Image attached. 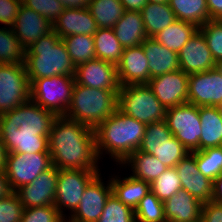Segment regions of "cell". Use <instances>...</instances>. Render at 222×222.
Returning a JSON list of instances; mask_svg holds the SVG:
<instances>
[{"label": "cell", "instance_id": "d6a6232c", "mask_svg": "<svg viewBox=\"0 0 222 222\" xmlns=\"http://www.w3.org/2000/svg\"><path fill=\"white\" fill-rule=\"evenodd\" d=\"M61 39L76 67L96 58L93 36L80 34L66 36Z\"/></svg>", "mask_w": 222, "mask_h": 222}, {"label": "cell", "instance_id": "4dcf8cb0", "mask_svg": "<svg viewBox=\"0 0 222 222\" xmlns=\"http://www.w3.org/2000/svg\"><path fill=\"white\" fill-rule=\"evenodd\" d=\"M176 19L195 24L198 28L210 20L206 0H169Z\"/></svg>", "mask_w": 222, "mask_h": 222}, {"label": "cell", "instance_id": "4fadbf2b", "mask_svg": "<svg viewBox=\"0 0 222 222\" xmlns=\"http://www.w3.org/2000/svg\"><path fill=\"white\" fill-rule=\"evenodd\" d=\"M101 172L87 185L80 200L78 208L66 219V222H97L106 201L112 194V186L109 180L102 179Z\"/></svg>", "mask_w": 222, "mask_h": 222}, {"label": "cell", "instance_id": "f5cc1de1", "mask_svg": "<svg viewBox=\"0 0 222 222\" xmlns=\"http://www.w3.org/2000/svg\"><path fill=\"white\" fill-rule=\"evenodd\" d=\"M6 155L7 151L5 145L0 137V171L4 170Z\"/></svg>", "mask_w": 222, "mask_h": 222}, {"label": "cell", "instance_id": "60d3db41", "mask_svg": "<svg viewBox=\"0 0 222 222\" xmlns=\"http://www.w3.org/2000/svg\"><path fill=\"white\" fill-rule=\"evenodd\" d=\"M20 222H66L60 212L51 205L24 208Z\"/></svg>", "mask_w": 222, "mask_h": 222}, {"label": "cell", "instance_id": "30bf717a", "mask_svg": "<svg viewBox=\"0 0 222 222\" xmlns=\"http://www.w3.org/2000/svg\"><path fill=\"white\" fill-rule=\"evenodd\" d=\"M25 64H0V115L30 101Z\"/></svg>", "mask_w": 222, "mask_h": 222}, {"label": "cell", "instance_id": "ab89813d", "mask_svg": "<svg viewBox=\"0 0 222 222\" xmlns=\"http://www.w3.org/2000/svg\"><path fill=\"white\" fill-rule=\"evenodd\" d=\"M199 30L206 39L213 59L217 63L222 62V20H209Z\"/></svg>", "mask_w": 222, "mask_h": 222}, {"label": "cell", "instance_id": "9c48e42d", "mask_svg": "<svg viewBox=\"0 0 222 222\" xmlns=\"http://www.w3.org/2000/svg\"><path fill=\"white\" fill-rule=\"evenodd\" d=\"M165 121L173 136L189 151H199L202 134L199 107L184 103L166 109Z\"/></svg>", "mask_w": 222, "mask_h": 222}, {"label": "cell", "instance_id": "681fc988", "mask_svg": "<svg viewBox=\"0 0 222 222\" xmlns=\"http://www.w3.org/2000/svg\"><path fill=\"white\" fill-rule=\"evenodd\" d=\"M120 2L125 10L140 12L148 3V0H120Z\"/></svg>", "mask_w": 222, "mask_h": 222}, {"label": "cell", "instance_id": "816d5d0a", "mask_svg": "<svg viewBox=\"0 0 222 222\" xmlns=\"http://www.w3.org/2000/svg\"><path fill=\"white\" fill-rule=\"evenodd\" d=\"M65 8L83 9L88 8L90 0H58Z\"/></svg>", "mask_w": 222, "mask_h": 222}, {"label": "cell", "instance_id": "ac0fdd59", "mask_svg": "<svg viewBox=\"0 0 222 222\" xmlns=\"http://www.w3.org/2000/svg\"><path fill=\"white\" fill-rule=\"evenodd\" d=\"M182 189L202 203L212 199L213 181L199 172L196 158L192 153L186 155L176 166Z\"/></svg>", "mask_w": 222, "mask_h": 222}, {"label": "cell", "instance_id": "836d02e7", "mask_svg": "<svg viewBox=\"0 0 222 222\" xmlns=\"http://www.w3.org/2000/svg\"><path fill=\"white\" fill-rule=\"evenodd\" d=\"M138 151L155 156L168 168H174L189 151L174 137L160 146L139 147Z\"/></svg>", "mask_w": 222, "mask_h": 222}, {"label": "cell", "instance_id": "f1b7e54d", "mask_svg": "<svg viewBox=\"0 0 222 222\" xmlns=\"http://www.w3.org/2000/svg\"><path fill=\"white\" fill-rule=\"evenodd\" d=\"M198 29L193 23L177 19L153 38L158 43L178 53Z\"/></svg>", "mask_w": 222, "mask_h": 222}, {"label": "cell", "instance_id": "d590c367", "mask_svg": "<svg viewBox=\"0 0 222 222\" xmlns=\"http://www.w3.org/2000/svg\"><path fill=\"white\" fill-rule=\"evenodd\" d=\"M191 153L196 158L199 172L205 177L214 181L222 174V146L210 147Z\"/></svg>", "mask_w": 222, "mask_h": 222}, {"label": "cell", "instance_id": "52a82bcc", "mask_svg": "<svg viewBox=\"0 0 222 222\" xmlns=\"http://www.w3.org/2000/svg\"><path fill=\"white\" fill-rule=\"evenodd\" d=\"M74 84L73 76L55 75L34 79L30 83V100L56 116L65 115L71 103Z\"/></svg>", "mask_w": 222, "mask_h": 222}, {"label": "cell", "instance_id": "7402d4cb", "mask_svg": "<svg viewBox=\"0 0 222 222\" xmlns=\"http://www.w3.org/2000/svg\"><path fill=\"white\" fill-rule=\"evenodd\" d=\"M166 222H198L203 203L184 189L164 201Z\"/></svg>", "mask_w": 222, "mask_h": 222}, {"label": "cell", "instance_id": "7c38bea8", "mask_svg": "<svg viewBox=\"0 0 222 222\" xmlns=\"http://www.w3.org/2000/svg\"><path fill=\"white\" fill-rule=\"evenodd\" d=\"M188 103L197 107H222V71L218 66L189 75Z\"/></svg>", "mask_w": 222, "mask_h": 222}, {"label": "cell", "instance_id": "f546056e", "mask_svg": "<svg viewBox=\"0 0 222 222\" xmlns=\"http://www.w3.org/2000/svg\"><path fill=\"white\" fill-rule=\"evenodd\" d=\"M93 37L96 58L118 65L124 48L116 38L114 30L112 28H98Z\"/></svg>", "mask_w": 222, "mask_h": 222}, {"label": "cell", "instance_id": "cb8c5ba5", "mask_svg": "<svg viewBox=\"0 0 222 222\" xmlns=\"http://www.w3.org/2000/svg\"><path fill=\"white\" fill-rule=\"evenodd\" d=\"M123 48L139 46L147 38L144 22L139 11H127L112 28Z\"/></svg>", "mask_w": 222, "mask_h": 222}, {"label": "cell", "instance_id": "ee69618b", "mask_svg": "<svg viewBox=\"0 0 222 222\" xmlns=\"http://www.w3.org/2000/svg\"><path fill=\"white\" fill-rule=\"evenodd\" d=\"M23 209L24 207L14 191L0 200V222H20Z\"/></svg>", "mask_w": 222, "mask_h": 222}, {"label": "cell", "instance_id": "83f0119b", "mask_svg": "<svg viewBox=\"0 0 222 222\" xmlns=\"http://www.w3.org/2000/svg\"><path fill=\"white\" fill-rule=\"evenodd\" d=\"M140 12L147 37H154L177 20L169 3L148 2Z\"/></svg>", "mask_w": 222, "mask_h": 222}, {"label": "cell", "instance_id": "7bdbcfd3", "mask_svg": "<svg viewBox=\"0 0 222 222\" xmlns=\"http://www.w3.org/2000/svg\"><path fill=\"white\" fill-rule=\"evenodd\" d=\"M172 136L165 120L147 124L140 147L160 146Z\"/></svg>", "mask_w": 222, "mask_h": 222}, {"label": "cell", "instance_id": "bcb514c9", "mask_svg": "<svg viewBox=\"0 0 222 222\" xmlns=\"http://www.w3.org/2000/svg\"><path fill=\"white\" fill-rule=\"evenodd\" d=\"M202 222H222V203L205 202L201 211Z\"/></svg>", "mask_w": 222, "mask_h": 222}, {"label": "cell", "instance_id": "11a10c76", "mask_svg": "<svg viewBox=\"0 0 222 222\" xmlns=\"http://www.w3.org/2000/svg\"><path fill=\"white\" fill-rule=\"evenodd\" d=\"M217 66H218V67L220 68V70L222 71V62L219 63Z\"/></svg>", "mask_w": 222, "mask_h": 222}, {"label": "cell", "instance_id": "7dc6e473", "mask_svg": "<svg viewBox=\"0 0 222 222\" xmlns=\"http://www.w3.org/2000/svg\"><path fill=\"white\" fill-rule=\"evenodd\" d=\"M210 20H222V0H206Z\"/></svg>", "mask_w": 222, "mask_h": 222}, {"label": "cell", "instance_id": "7a4b0ae2", "mask_svg": "<svg viewBox=\"0 0 222 222\" xmlns=\"http://www.w3.org/2000/svg\"><path fill=\"white\" fill-rule=\"evenodd\" d=\"M48 142L52 164L58 169H101L95 132L88 125L64 115L56 116Z\"/></svg>", "mask_w": 222, "mask_h": 222}, {"label": "cell", "instance_id": "c3c4849f", "mask_svg": "<svg viewBox=\"0 0 222 222\" xmlns=\"http://www.w3.org/2000/svg\"><path fill=\"white\" fill-rule=\"evenodd\" d=\"M14 191L12 190L10 183L8 181L7 175L4 170L0 171V200L9 196Z\"/></svg>", "mask_w": 222, "mask_h": 222}, {"label": "cell", "instance_id": "8d00e7d4", "mask_svg": "<svg viewBox=\"0 0 222 222\" xmlns=\"http://www.w3.org/2000/svg\"><path fill=\"white\" fill-rule=\"evenodd\" d=\"M136 222H166L164 203L151 191L134 210Z\"/></svg>", "mask_w": 222, "mask_h": 222}, {"label": "cell", "instance_id": "e575fe53", "mask_svg": "<svg viewBox=\"0 0 222 222\" xmlns=\"http://www.w3.org/2000/svg\"><path fill=\"white\" fill-rule=\"evenodd\" d=\"M25 50L12 28H0V64H23Z\"/></svg>", "mask_w": 222, "mask_h": 222}, {"label": "cell", "instance_id": "f35d334b", "mask_svg": "<svg viewBox=\"0 0 222 222\" xmlns=\"http://www.w3.org/2000/svg\"><path fill=\"white\" fill-rule=\"evenodd\" d=\"M97 222H136V219L134 210L111 194Z\"/></svg>", "mask_w": 222, "mask_h": 222}, {"label": "cell", "instance_id": "e0dca14e", "mask_svg": "<svg viewBox=\"0 0 222 222\" xmlns=\"http://www.w3.org/2000/svg\"><path fill=\"white\" fill-rule=\"evenodd\" d=\"M180 70L190 75L217 67L205 37L198 29L178 52Z\"/></svg>", "mask_w": 222, "mask_h": 222}, {"label": "cell", "instance_id": "44dd1931", "mask_svg": "<svg viewBox=\"0 0 222 222\" xmlns=\"http://www.w3.org/2000/svg\"><path fill=\"white\" fill-rule=\"evenodd\" d=\"M98 27L88 8H65L53 24V31L61 38L70 35L93 36Z\"/></svg>", "mask_w": 222, "mask_h": 222}, {"label": "cell", "instance_id": "2e32d148", "mask_svg": "<svg viewBox=\"0 0 222 222\" xmlns=\"http://www.w3.org/2000/svg\"><path fill=\"white\" fill-rule=\"evenodd\" d=\"M75 81L86 87L120 91L117 65L101 59L89 60L76 67Z\"/></svg>", "mask_w": 222, "mask_h": 222}, {"label": "cell", "instance_id": "5bb4252c", "mask_svg": "<svg viewBox=\"0 0 222 222\" xmlns=\"http://www.w3.org/2000/svg\"><path fill=\"white\" fill-rule=\"evenodd\" d=\"M188 80L189 75L179 69L153 77L147 84L167 109L188 102Z\"/></svg>", "mask_w": 222, "mask_h": 222}, {"label": "cell", "instance_id": "f907efd6", "mask_svg": "<svg viewBox=\"0 0 222 222\" xmlns=\"http://www.w3.org/2000/svg\"><path fill=\"white\" fill-rule=\"evenodd\" d=\"M211 201L222 203V174L213 181Z\"/></svg>", "mask_w": 222, "mask_h": 222}, {"label": "cell", "instance_id": "b9f144b4", "mask_svg": "<svg viewBox=\"0 0 222 222\" xmlns=\"http://www.w3.org/2000/svg\"><path fill=\"white\" fill-rule=\"evenodd\" d=\"M22 4L27 8L38 12L45 17L52 25L63 13L65 7L58 0H22Z\"/></svg>", "mask_w": 222, "mask_h": 222}, {"label": "cell", "instance_id": "ffe728a7", "mask_svg": "<svg viewBox=\"0 0 222 222\" xmlns=\"http://www.w3.org/2000/svg\"><path fill=\"white\" fill-rule=\"evenodd\" d=\"M148 62L142 45L124 48L121 61L117 65L120 85L147 84Z\"/></svg>", "mask_w": 222, "mask_h": 222}, {"label": "cell", "instance_id": "d4e9b609", "mask_svg": "<svg viewBox=\"0 0 222 222\" xmlns=\"http://www.w3.org/2000/svg\"><path fill=\"white\" fill-rule=\"evenodd\" d=\"M110 177L112 194L133 210L136 209L140 200L150 192V183L133 178L131 174L123 178L114 174Z\"/></svg>", "mask_w": 222, "mask_h": 222}, {"label": "cell", "instance_id": "6da1fadb", "mask_svg": "<svg viewBox=\"0 0 222 222\" xmlns=\"http://www.w3.org/2000/svg\"><path fill=\"white\" fill-rule=\"evenodd\" d=\"M55 118L31 100L0 115V137L7 153H49L48 137Z\"/></svg>", "mask_w": 222, "mask_h": 222}, {"label": "cell", "instance_id": "277c9868", "mask_svg": "<svg viewBox=\"0 0 222 222\" xmlns=\"http://www.w3.org/2000/svg\"><path fill=\"white\" fill-rule=\"evenodd\" d=\"M24 64L30 83L55 75L75 77L76 73L61 37L53 30L26 48Z\"/></svg>", "mask_w": 222, "mask_h": 222}, {"label": "cell", "instance_id": "603a6c76", "mask_svg": "<svg viewBox=\"0 0 222 222\" xmlns=\"http://www.w3.org/2000/svg\"><path fill=\"white\" fill-rule=\"evenodd\" d=\"M141 45L149 61V80L180 69L178 53L158 43L153 37H147Z\"/></svg>", "mask_w": 222, "mask_h": 222}, {"label": "cell", "instance_id": "d6986e66", "mask_svg": "<svg viewBox=\"0 0 222 222\" xmlns=\"http://www.w3.org/2000/svg\"><path fill=\"white\" fill-rule=\"evenodd\" d=\"M12 30L26 49L38 39L50 33L53 30V25L38 12L22 4Z\"/></svg>", "mask_w": 222, "mask_h": 222}, {"label": "cell", "instance_id": "ba28073f", "mask_svg": "<svg viewBox=\"0 0 222 222\" xmlns=\"http://www.w3.org/2000/svg\"><path fill=\"white\" fill-rule=\"evenodd\" d=\"M100 172V169H59L54 207L65 219L78 208L87 185ZM67 209L68 216L64 212Z\"/></svg>", "mask_w": 222, "mask_h": 222}, {"label": "cell", "instance_id": "db71d44e", "mask_svg": "<svg viewBox=\"0 0 222 222\" xmlns=\"http://www.w3.org/2000/svg\"><path fill=\"white\" fill-rule=\"evenodd\" d=\"M148 2H152V3H169V0H148Z\"/></svg>", "mask_w": 222, "mask_h": 222}, {"label": "cell", "instance_id": "f6af8a7d", "mask_svg": "<svg viewBox=\"0 0 222 222\" xmlns=\"http://www.w3.org/2000/svg\"><path fill=\"white\" fill-rule=\"evenodd\" d=\"M22 0H0V23L12 28Z\"/></svg>", "mask_w": 222, "mask_h": 222}, {"label": "cell", "instance_id": "5b68a950", "mask_svg": "<svg viewBox=\"0 0 222 222\" xmlns=\"http://www.w3.org/2000/svg\"><path fill=\"white\" fill-rule=\"evenodd\" d=\"M118 92L86 87L75 81L71 103L64 116L95 129L116 112Z\"/></svg>", "mask_w": 222, "mask_h": 222}, {"label": "cell", "instance_id": "1f68e13d", "mask_svg": "<svg viewBox=\"0 0 222 222\" xmlns=\"http://www.w3.org/2000/svg\"><path fill=\"white\" fill-rule=\"evenodd\" d=\"M88 9L98 28H113L125 9L120 0H90Z\"/></svg>", "mask_w": 222, "mask_h": 222}, {"label": "cell", "instance_id": "8992f818", "mask_svg": "<svg viewBox=\"0 0 222 222\" xmlns=\"http://www.w3.org/2000/svg\"><path fill=\"white\" fill-rule=\"evenodd\" d=\"M118 108L145 125L165 120L166 108L148 84L121 86L118 92Z\"/></svg>", "mask_w": 222, "mask_h": 222}, {"label": "cell", "instance_id": "484cf974", "mask_svg": "<svg viewBox=\"0 0 222 222\" xmlns=\"http://www.w3.org/2000/svg\"><path fill=\"white\" fill-rule=\"evenodd\" d=\"M199 116L202 134L199 151L210 147L222 146V116L220 107L200 106Z\"/></svg>", "mask_w": 222, "mask_h": 222}, {"label": "cell", "instance_id": "3957f363", "mask_svg": "<svg viewBox=\"0 0 222 222\" xmlns=\"http://www.w3.org/2000/svg\"><path fill=\"white\" fill-rule=\"evenodd\" d=\"M145 127L144 123L117 108L112 116L94 129L99 160L106 153L109 155V159L116 162L117 166L121 165L134 151L139 149Z\"/></svg>", "mask_w": 222, "mask_h": 222}, {"label": "cell", "instance_id": "8fae6325", "mask_svg": "<svg viewBox=\"0 0 222 222\" xmlns=\"http://www.w3.org/2000/svg\"><path fill=\"white\" fill-rule=\"evenodd\" d=\"M53 166L49 153H7L4 172L13 191L32 183L40 173Z\"/></svg>", "mask_w": 222, "mask_h": 222}, {"label": "cell", "instance_id": "9a60e30c", "mask_svg": "<svg viewBox=\"0 0 222 222\" xmlns=\"http://www.w3.org/2000/svg\"><path fill=\"white\" fill-rule=\"evenodd\" d=\"M59 169L54 165L43 171L32 183L23 185L17 193L24 208L54 206Z\"/></svg>", "mask_w": 222, "mask_h": 222}, {"label": "cell", "instance_id": "4316f807", "mask_svg": "<svg viewBox=\"0 0 222 222\" xmlns=\"http://www.w3.org/2000/svg\"><path fill=\"white\" fill-rule=\"evenodd\" d=\"M131 168L132 177L151 183L168 168L155 156L142 151H134L121 165Z\"/></svg>", "mask_w": 222, "mask_h": 222}, {"label": "cell", "instance_id": "74e56055", "mask_svg": "<svg viewBox=\"0 0 222 222\" xmlns=\"http://www.w3.org/2000/svg\"><path fill=\"white\" fill-rule=\"evenodd\" d=\"M182 189L177 169L167 168L160 176L150 183V191L162 202L168 200Z\"/></svg>", "mask_w": 222, "mask_h": 222}]
</instances>
